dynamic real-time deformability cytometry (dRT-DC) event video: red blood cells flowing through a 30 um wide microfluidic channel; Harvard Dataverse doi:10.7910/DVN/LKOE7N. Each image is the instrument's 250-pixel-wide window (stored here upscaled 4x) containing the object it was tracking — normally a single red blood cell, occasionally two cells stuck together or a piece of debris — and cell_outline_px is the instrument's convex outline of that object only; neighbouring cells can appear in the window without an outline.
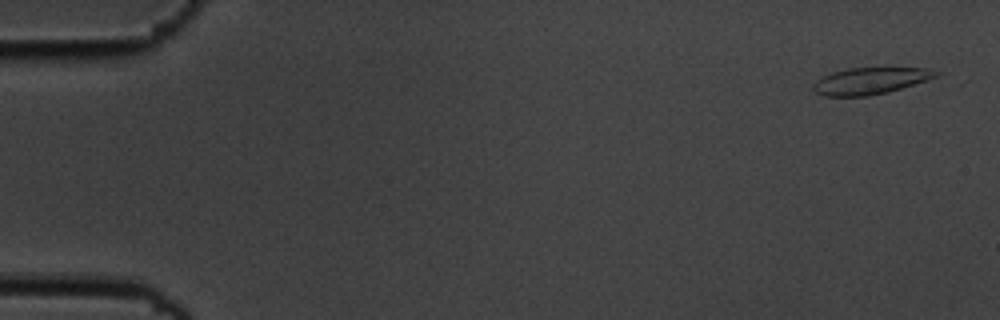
{"species": "common noctule bat (a hibernating species)", "species_latin": "Nyctalus noctula", "temperature_condition": "cold", "stored_images_in_passage": 4, "camera_frame_rate_fps": 3000, "um_per_image_px": 0.085, "animal": {"sex": "male", "body_mass_g": 19.5, "forearm_length_mm": 54.6}, "frame": {"image": 1, "passage_image": 1, "time_ms": 0.0, "image_size_px": [1000, 320], "cell_outline_px": [[940, 76], [928, 80], [888, 92], [868, 96], [824, 96], [816, 92], [812, 88], [812, 84], [816, 80], [832, 72], [848, 68], [928, 68], [940, 72]], "centroid_in_image_um": [73.99, 6.87], "position_along_channel_um": 11.0, "area_um2": 19.13}}